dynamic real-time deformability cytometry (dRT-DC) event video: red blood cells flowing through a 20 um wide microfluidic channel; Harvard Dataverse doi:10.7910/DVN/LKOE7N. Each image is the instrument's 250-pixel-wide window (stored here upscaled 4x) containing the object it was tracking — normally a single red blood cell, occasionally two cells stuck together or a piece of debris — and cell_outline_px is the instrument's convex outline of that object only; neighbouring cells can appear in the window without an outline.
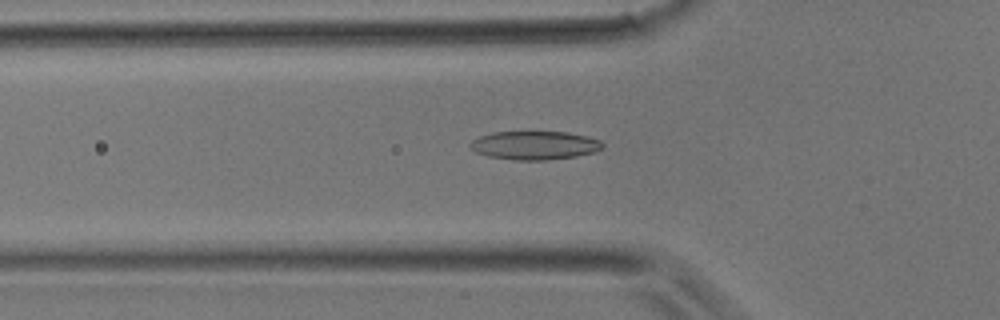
{"species": "common noctule bat (a hibernating species)", "species_latin": "Nyctalus noctula", "temperature_condition": "room temperature", "stored_images_in_passage": 40, "segment_of_instrument_passage": [1, 2], "camera_frame_rate_fps": 3000, "um_per_image_px": 0.085, "animal": {"sex": "male", "body_mass_g": 17.9}, "frame": {"image": 1, "passage_image": 13, "time_ms": 4.0, "image_size_px": [1000, 320], "cell_outline_px": [[604, 148], [596, 152], [576, 156], [544, 160], [516, 160], [488, 156], [476, 152], [468, 144], [472, 140], [480, 136], [492, 132], [568, 132], [600, 140], [604, 144]], "centroid_in_image_um": [45.46, 12.35], "position_along_channel_um": 80.3, "area_um2": 21.96}}
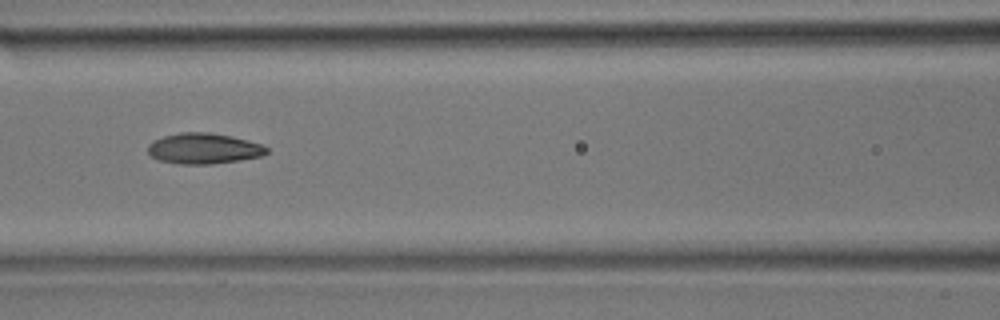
{"frame": {"image": 2, "passage_image": 17, "time_ms": 5.333, "image_size_px": [1000, 320], "cell_outline_px": [[268, 152], [264, 156], [240, 160], [212, 164], [180, 164], [160, 160], [152, 156], [148, 152], [148, 144], [152, 140], [164, 136], [180, 132], [212, 132], [232, 136], [248, 140], [260, 144], [268, 148]], "centroid_in_image_um": [17.33, 12.61], "position_along_channel_um": 149.3, "area_um2": 21.39}}
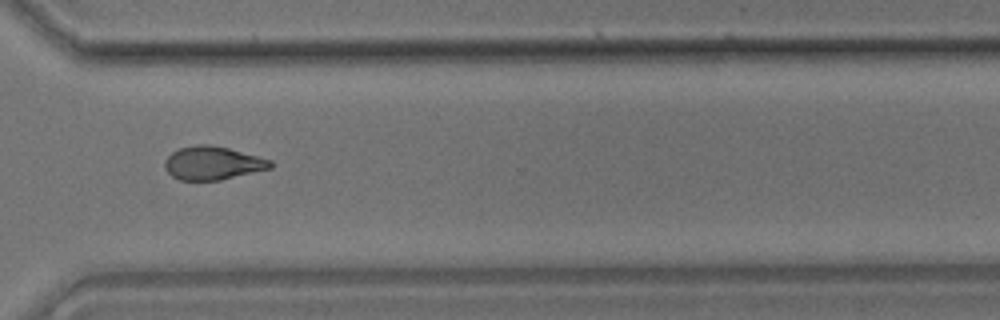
{"frame": {"image": 3, "passage_image": 29, "time_ms": 9.333, "image_size_px": [1000, 320], "cell_outline_px": [[272, 168], [220, 180], [180, 180], [172, 176], [164, 168], [164, 160], [172, 152], [180, 148], [196, 144], [208, 144], [228, 148], [272, 160]], "centroid_in_image_um": [18.06, 13.86], "position_along_channel_um": 352.5, "area_um2": 20.52}}